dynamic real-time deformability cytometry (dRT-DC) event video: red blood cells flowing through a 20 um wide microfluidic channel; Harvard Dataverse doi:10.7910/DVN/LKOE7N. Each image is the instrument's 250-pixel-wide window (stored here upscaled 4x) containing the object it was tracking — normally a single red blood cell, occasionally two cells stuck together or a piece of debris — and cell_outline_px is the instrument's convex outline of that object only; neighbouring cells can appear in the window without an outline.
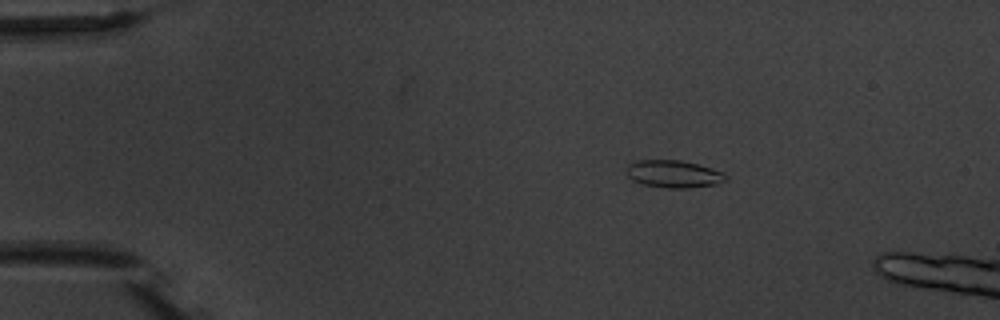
{"species": "common noctule bat (a hibernating species)", "species_latin": "Nyctalus noctula", "temperature_condition": "warm", "stored_images_in_passage": 4, "camera_frame_rate_fps": 3000, "um_per_image_px": 0.085, "animal": {"sex": "male", "body_mass_g": 20.1, "forearm_length_mm": 53.5}, "frame": {"image": 1, "passage_image": 2, "time_ms": 1.0, "image_size_px": [1000, 320], "cell_outline_px": [[728, 180], [716, 184], [688, 188], [668, 188], [644, 184], [632, 180], [628, 176], [628, 164], [636, 160], [680, 160], [712, 168], [724, 172], [728, 176]], "centroid_in_image_um": [57.3, 14.79], "position_along_channel_um": 27.7, "area_um2": 15.84}}